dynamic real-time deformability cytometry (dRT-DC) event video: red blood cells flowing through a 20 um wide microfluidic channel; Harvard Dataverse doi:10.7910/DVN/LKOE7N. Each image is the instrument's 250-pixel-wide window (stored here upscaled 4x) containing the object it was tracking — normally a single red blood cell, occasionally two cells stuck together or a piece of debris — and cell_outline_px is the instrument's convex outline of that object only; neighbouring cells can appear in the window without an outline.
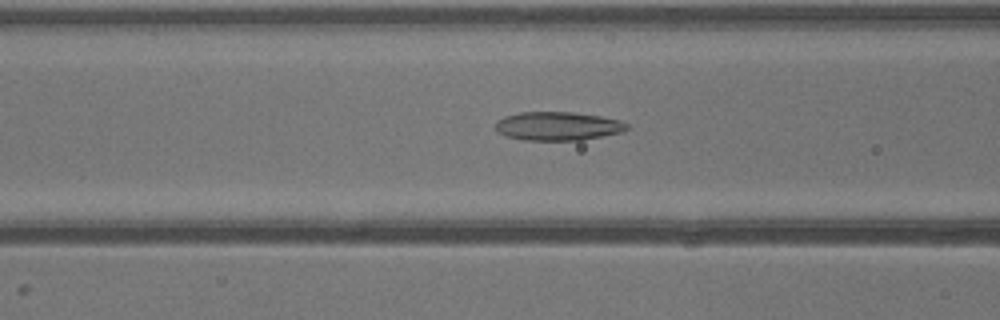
{"species": "common noctule bat (a hibernating species)", "species_latin": "Nyctalus noctula", "temperature_condition": "warm", "stored_images_in_passage": 33, "camera_frame_rate_fps": 3000, "um_per_image_px": 0.085, "animal": {"sex": "male", "body_mass_g": 13.3}, "frame": {"image": 1, "passage_image": 16, "time_ms": 5.0, "image_size_px": [1000, 320], "cell_outline_px": [[632, 128], [620, 132], [580, 140], [524, 140], [508, 136], [496, 132], [496, 120], [504, 116], [520, 112], [572, 112], [600, 116], [620, 120], [628, 124]], "centroid_in_image_um": [47.41, 10.71], "position_along_channel_um": 119.2, "area_um2": 21.91}}
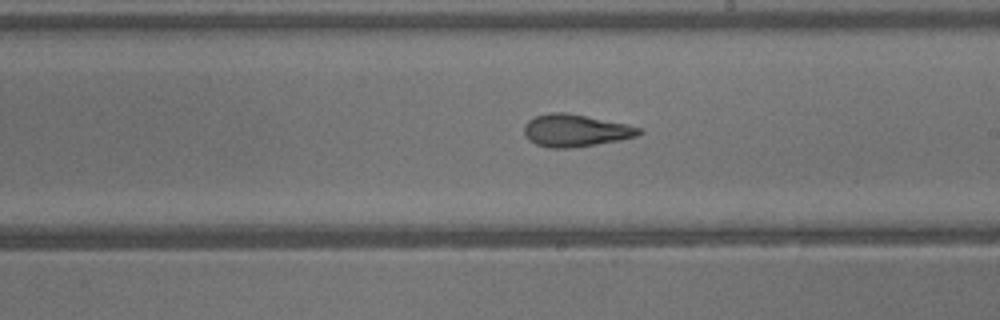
{"frame": {"image": 2, "passage_image": 23, "time_ms": 7.333, "image_size_px": [1000, 320], "cell_outline_px": [[644, 132], [636, 136], [620, 140], [596, 144], [568, 148], [552, 148], [536, 144], [528, 140], [524, 132], [524, 124], [528, 120], [536, 116], [552, 112], [564, 112], [628, 124], [644, 128]], "centroid_in_image_um": [48.94, 11.09], "position_along_channel_um": 240.1, "area_um2": 21.62}}
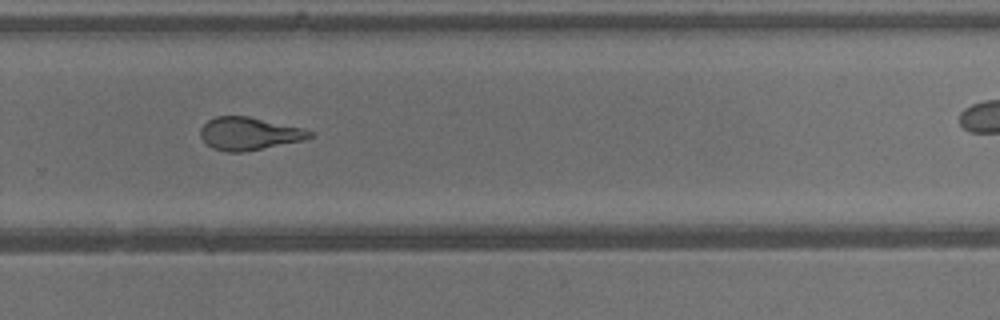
{"frame": {"image": 3, "passage_image": 27, "time_ms": 8.667, "image_size_px": [1000, 320], "cell_outline_px": [[312, 136], [304, 140], [244, 152], [224, 152], [212, 148], [200, 136], [200, 128], [208, 120], [216, 116], [248, 116], [304, 128], [312, 132]], "centroid_in_image_um": [21.16, 11.36], "position_along_channel_um": 308.6, "area_um2": 20.87}}